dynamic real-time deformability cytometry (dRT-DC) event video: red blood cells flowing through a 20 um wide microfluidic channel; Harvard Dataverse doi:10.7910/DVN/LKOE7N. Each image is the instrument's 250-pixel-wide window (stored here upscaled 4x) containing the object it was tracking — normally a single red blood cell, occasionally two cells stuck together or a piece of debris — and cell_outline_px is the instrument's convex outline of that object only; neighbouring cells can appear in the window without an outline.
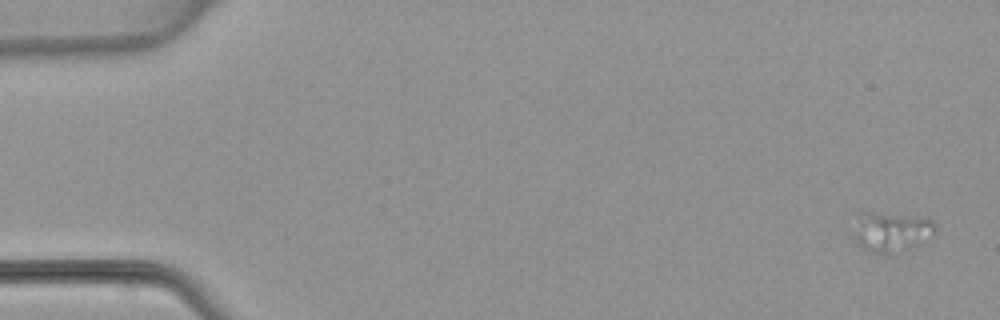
{"species": "common noctule bat (a hibernating species)", "species_latin": "Nyctalus noctula", "temperature_condition": "warm", "stored_images_in_passage": 5, "camera_frame_rate_fps": 3000, "um_per_image_px": 0.085, "animal": {"sex": "female", "body_mass_g": 22.7, "forearm_length_mm": 54.2}, "frame": {"image": 1, "passage_image": 1, "time_ms": 0.0, "image_size_px": [1000, 320], "cell_outline_px": [[936, 228], [920, 244], [908, 248], [876, 256], [868, 252], [856, 244], [852, 240], [852, 236], [860, 212], [872, 212], [928, 216], [936, 224]], "centroid_in_image_um": [75.71, 19.69], "position_along_channel_um": 9.3, "area_um2": 19.42}}